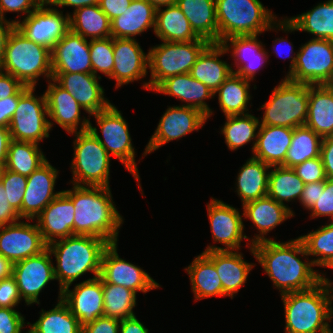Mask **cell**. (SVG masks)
Here are the masks:
<instances>
[{"label": "cell", "instance_id": "6da1fadb", "mask_svg": "<svg viewBox=\"0 0 333 333\" xmlns=\"http://www.w3.org/2000/svg\"><path fill=\"white\" fill-rule=\"evenodd\" d=\"M250 245V246H249ZM246 247H250L251 254L258 260L265 273L279 289L280 295L303 291L318 284V271L314 270L306 248L300 237L288 242L266 240ZM306 257L302 261L301 256Z\"/></svg>", "mask_w": 333, "mask_h": 333}, {"label": "cell", "instance_id": "7a4b0ae2", "mask_svg": "<svg viewBox=\"0 0 333 333\" xmlns=\"http://www.w3.org/2000/svg\"><path fill=\"white\" fill-rule=\"evenodd\" d=\"M62 190L75 208L74 235H88L117 243L123 217L112 200L110 187L78 186Z\"/></svg>", "mask_w": 333, "mask_h": 333}, {"label": "cell", "instance_id": "3957f363", "mask_svg": "<svg viewBox=\"0 0 333 333\" xmlns=\"http://www.w3.org/2000/svg\"><path fill=\"white\" fill-rule=\"evenodd\" d=\"M109 245L105 239L88 235H72L48 244L51 255L56 259L54 273L59 281L58 299L65 287L70 288L87 272H92L93 278L100 275L102 256Z\"/></svg>", "mask_w": 333, "mask_h": 333}, {"label": "cell", "instance_id": "277c9868", "mask_svg": "<svg viewBox=\"0 0 333 333\" xmlns=\"http://www.w3.org/2000/svg\"><path fill=\"white\" fill-rule=\"evenodd\" d=\"M285 313V333H332L330 297L327 286L281 295ZM331 328V329H330Z\"/></svg>", "mask_w": 333, "mask_h": 333}, {"label": "cell", "instance_id": "5b68a950", "mask_svg": "<svg viewBox=\"0 0 333 333\" xmlns=\"http://www.w3.org/2000/svg\"><path fill=\"white\" fill-rule=\"evenodd\" d=\"M0 70L11 74L23 85L36 87L41 75L48 81L52 79L51 50L34 43L14 27L7 40Z\"/></svg>", "mask_w": 333, "mask_h": 333}, {"label": "cell", "instance_id": "8992f818", "mask_svg": "<svg viewBox=\"0 0 333 333\" xmlns=\"http://www.w3.org/2000/svg\"><path fill=\"white\" fill-rule=\"evenodd\" d=\"M219 43L239 35L262 34L272 31L277 20L260 0H215Z\"/></svg>", "mask_w": 333, "mask_h": 333}, {"label": "cell", "instance_id": "52a82bcc", "mask_svg": "<svg viewBox=\"0 0 333 333\" xmlns=\"http://www.w3.org/2000/svg\"><path fill=\"white\" fill-rule=\"evenodd\" d=\"M308 100V84L284 78L274 87L268 101L257 109L265 110L260 126H304L307 120Z\"/></svg>", "mask_w": 333, "mask_h": 333}, {"label": "cell", "instance_id": "ba28073f", "mask_svg": "<svg viewBox=\"0 0 333 333\" xmlns=\"http://www.w3.org/2000/svg\"><path fill=\"white\" fill-rule=\"evenodd\" d=\"M209 44L208 40L162 41V44L149 48L151 78L142 87L153 91L165 79L189 73L198 56Z\"/></svg>", "mask_w": 333, "mask_h": 333}, {"label": "cell", "instance_id": "9c48e42d", "mask_svg": "<svg viewBox=\"0 0 333 333\" xmlns=\"http://www.w3.org/2000/svg\"><path fill=\"white\" fill-rule=\"evenodd\" d=\"M72 134L76 139L73 142V178L70 183L78 186L110 187L111 156L106 149L89 130Z\"/></svg>", "mask_w": 333, "mask_h": 333}, {"label": "cell", "instance_id": "30bf717a", "mask_svg": "<svg viewBox=\"0 0 333 333\" xmlns=\"http://www.w3.org/2000/svg\"><path fill=\"white\" fill-rule=\"evenodd\" d=\"M91 116L95 117L103 138L91 122H89L88 130L98 139L110 156L118 158L133 175L141 190L139 171L135 161V148L128 130V123L123 118L121 111L111 104L107 109Z\"/></svg>", "mask_w": 333, "mask_h": 333}, {"label": "cell", "instance_id": "8fae6325", "mask_svg": "<svg viewBox=\"0 0 333 333\" xmlns=\"http://www.w3.org/2000/svg\"><path fill=\"white\" fill-rule=\"evenodd\" d=\"M299 48L296 64L285 78L308 85L333 84V41L312 38Z\"/></svg>", "mask_w": 333, "mask_h": 333}, {"label": "cell", "instance_id": "7c38bea8", "mask_svg": "<svg viewBox=\"0 0 333 333\" xmlns=\"http://www.w3.org/2000/svg\"><path fill=\"white\" fill-rule=\"evenodd\" d=\"M35 87H29L20 97L9 125L11 140L39 144L49 138L50 126L45 94L35 96ZM47 116V117H46Z\"/></svg>", "mask_w": 333, "mask_h": 333}, {"label": "cell", "instance_id": "4fadbf2b", "mask_svg": "<svg viewBox=\"0 0 333 333\" xmlns=\"http://www.w3.org/2000/svg\"><path fill=\"white\" fill-rule=\"evenodd\" d=\"M49 6L39 5L31 14L24 17L22 22L19 21L18 14L17 20H12V23L28 39L52 50L70 30V13L63 15V11Z\"/></svg>", "mask_w": 333, "mask_h": 333}, {"label": "cell", "instance_id": "5bb4252c", "mask_svg": "<svg viewBox=\"0 0 333 333\" xmlns=\"http://www.w3.org/2000/svg\"><path fill=\"white\" fill-rule=\"evenodd\" d=\"M207 119V115L197 108L183 105L169 106L147 143L143 156L158 150L168 142L179 140L195 130L199 131Z\"/></svg>", "mask_w": 333, "mask_h": 333}, {"label": "cell", "instance_id": "9a60e30c", "mask_svg": "<svg viewBox=\"0 0 333 333\" xmlns=\"http://www.w3.org/2000/svg\"><path fill=\"white\" fill-rule=\"evenodd\" d=\"M207 211L214 243L218 242L226 247L208 245L203 252L239 251L243 239L250 240L248 236L244 235L245 227L238 209L212 198L207 203Z\"/></svg>", "mask_w": 333, "mask_h": 333}, {"label": "cell", "instance_id": "2e32d148", "mask_svg": "<svg viewBox=\"0 0 333 333\" xmlns=\"http://www.w3.org/2000/svg\"><path fill=\"white\" fill-rule=\"evenodd\" d=\"M52 255L47 248L42 253L13 264V272L21 299L27 306L40 304V292L47 284L56 280Z\"/></svg>", "mask_w": 333, "mask_h": 333}, {"label": "cell", "instance_id": "e0dca14e", "mask_svg": "<svg viewBox=\"0 0 333 333\" xmlns=\"http://www.w3.org/2000/svg\"><path fill=\"white\" fill-rule=\"evenodd\" d=\"M117 250V243H112L103 253L99 275L102 283L123 286L136 294L160 288V284L141 267L120 258Z\"/></svg>", "mask_w": 333, "mask_h": 333}, {"label": "cell", "instance_id": "ac0fdd59", "mask_svg": "<svg viewBox=\"0 0 333 333\" xmlns=\"http://www.w3.org/2000/svg\"><path fill=\"white\" fill-rule=\"evenodd\" d=\"M19 221L0 226V254L15 264L48 248L37 223Z\"/></svg>", "mask_w": 333, "mask_h": 333}, {"label": "cell", "instance_id": "d6986e66", "mask_svg": "<svg viewBox=\"0 0 333 333\" xmlns=\"http://www.w3.org/2000/svg\"><path fill=\"white\" fill-rule=\"evenodd\" d=\"M58 171L46 160L27 176L26 190L18 212L21 219L35 221L42 210L62 192L54 190Z\"/></svg>", "mask_w": 333, "mask_h": 333}, {"label": "cell", "instance_id": "ffe728a7", "mask_svg": "<svg viewBox=\"0 0 333 333\" xmlns=\"http://www.w3.org/2000/svg\"><path fill=\"white\" fill-rule=\"evenodd\" d=\"M61 299L79 320L81 327L104 316L103 283L99 276L75 284L72 290L65 287Z\"/></svg>", "mask_w": 333, "mask_h": 333}, {"label": "cell", "instance_id": "44dd1931", "mask_svg": "<svg viewBox=\"0 0 333 333\" xmlns=\"http://www.w3.org/2000/svg\"><path fill=\"white\" fill-rule=\"evenodd\" d=\"M47 87L44 94L46 97L48 118L54 121L49 120L50 129L52 130L55 123L71 135L72 133L88 130L90 118L81 117L80 111L83 108L75 98L53 79L48 81Z\"/></svg>", "mask_w": 333, "mask_h": 333}, {"label": "cell", "instance_id": "7402d4cb", "mask_svg": "<svg viewBox=\"0 0 333 333\" xmlns=\"http://www.w3.org/2000/svg\"><path fill=\"white\" fill-rule=\"evenodd\" d=\"M52 79L75 98L89 117L112 104L104 97L98 81L101 77L93 73H52Z\"/></svg>", "mask_w": 333, "mask_h": 333}, {"label": "cell", "instance_id": "603a6c76", "mask_svg": "<svg viewBox=\"0 0 333 333\" xmlns=\"http://www.w3.org/2000/svg\"><path fill=\"white\" fill-rule=\"evenodd\" d=\"M114 66L109 79H115L116 89L143 79L149 68V53H144L136 39L114 38Z\"/></svg>", "mask_w": 333, "mask_h": 333}, {"label": "cell", "instance_id": "cb8c5ba5", "mask_svg": "<svg viewBox=\"0 0 333 333\" xmlns=\"http://www.w3.org/2000/svg\"><path fill=\"white\" fill-rule=\"evenodd\" d=\"M90 40L69 30L52 48V73H92Z\"/></svg>", "mask_w": 333, "mask_h": 333}, {"label": "cell", "instance_id": "d4e9b609", "mask_svg": "<svg viewBox=\"0 0 333 333\" xmlns=\"http://www.w3.org/2000/svg\"><path fill=\"white\" fill-rule=\"evenodd\" d=\"M226 50L232 54L234 65L237 70L231 68L232 73L243 79L252 81L257 71L263 67L268 60V52L260 40L258 34L239 35L224 39L220 43Z\"/></svg>", "mask_w": 333, "mask_h": 333}, {"label": "cell", "instance_id": "484cf974", "mask_svg": "<svg viewBox=\"0 0 333 333\" xmlns=\"http://www.w3.org/2000/svg\"><path fill=\"white\" fill-rule=\"evenodd\" d=\"M74 218V204L62 191L36 217V222L44 241L49 244L74 235Z\"/></svg>", "mask_w": 333, "mask_h": 333}, {"label": "cell", "instance_id": "4316f807", "mask_svg": "<svg viewBox=\"0 0 333 333\" xmlns=\"http://www.w3.org/2000/svg\"><path fill=\"white\" fill-rule=\"evenodd\" d=\"M280 29L286 33L305 31L312 34V38L333 41V0L318 3L301 15L276 20L272 30Z\"/></svg>", "mask_w": 333, "mask_h": 333}, {"label": "cell", "instance_id": "83f0119b", "mask_svg": "<svg viewBox=\"0 0 333 333\" xmlns=\"http://www.w3.org/2000/svg\"><path fill=\"white\" fill-rule=\"evenodd\" d=\"M242 207L244 219L249 218L255 228L258 229V233H260L255 234L254 238L252 237V240L249 241L251 245L266 240H272V238H267L266 234L288 218L295 216L293 210L278 203L268 195L246 203Z\"/></svg>", "mask_w": 333, "mask_h": 333}, {"label": "cell", "instance_id": "f1b7e54d", "mask_svg": "<svg viewBox=\"0 0 333 333\" xmlns=\"http://www.w3.org/2000/svg\"><path fill=\"white\" fill-rule=\"evenodd\" d=\"M153 91L176 97L183 106L194 107L202 111L207 118L213 114L212 109L205 102L206 99H214V93L202 82L194 79L189 73L175 75L162 81Z\"/></svg>", "mask_w": 333, "mask_h": 333}, {"label": "cell", "instance_id": "f546056e", "mask_svg": "<svg viewBox=\"0 0 333 333\" xmlns=\"http://www.w3.org/2000/svg\"><path fill=\"white\" fill-rule=\"evenodd\" d=\"M204 253L215 265L222 282L223 292L231 299L247 281L253 266L243 259V254L237 251H211Z\"/></svg>", "mask_w": 333, "mask_h": 333}, {"label": "cell", "instance_id": "4dcf8cb0", "mask_svg": "<svg viewBox=\"0 0 333 333\" xmlns=\"http://www.w3.org/2000/svg\"><path fill=\"white\" fill-rule=\"evenodd\" d=\"M156 8L146 0H132L128 9L111 20V37L135 39L149 28L155 29Z\"/></svg>", "mask_w": 333, "mask_h": 333}, {"label": "cell", "instance_id": "1f68e13d", "mask_svg": "<svg viewBox=\"0 0 333 333\" xmlns=\"http://www.w3.org/2000/svg\"><path fill=\"white\" fill-rule=\"evenodd\" d=\"M226 52L220 43H210L198 56L189 74L194 79L202 82L213 93L232 74L231 66L219 57Z\"/></svg>", "mask_w": 333, "mask_h": 333}, {"label": "cell", "instance_id": "d6a6232c", "mask_svg": "<svg viewBox=\"0 0 333 333\" xmlns=\"http://www.w3.org/2000/svg\"><path fill=\"white\" fill-rule=\"evenodd\" d=\"M293 128L260 126L252 157L272 166H283L292 140Z\"/></svg>", "mask_w": 333, "mask_h": 333}, {"label": "cell", "instance_id": "836d02e7", "mask_svg": "<svg viewBox=\"0 0 333 333\" xmlns=\"http://www.w3.org/2000/svg\"><path fill=\"white\" fill-rule=\"evenodd\" d=\"M305 126L322 138L333 135V84L309 85Z\"/></svg>", "mask_w": 333, "mask_h": 333}, {"label": "cell", "instance_id": "e575fe53", "mask_svg": "<svg viewBox=\"0 0 333 333\" xmlns=\"http://www.w3.org/2000/svg\"><path fill=\"white\" fill-rule=\"evenodd\" d=\"M194 32L210 43H219L215 0H177Z\"/></svg>", "mask_w": 333, "mask_h": 333}, {"label": "cell", "instance_id": "d590c367", "mask_svg": "<svg viewBox=\"0 0 333 333\" xmlns=\"http://www.w3.org/2000/svg\"><path fill=\"white\" fill-rule=\"evenodd\" d=\"M157 8L154 33L161 41L189 42L192 40H206L200 38L191 28L177 4Z\"/></svg>", "mask_w": 333, "mask_h": 333}, {"label": "cell", "instance_id": "8d00e7d4", "mask_svg": "<svg viewBox=\"0 0 333 333\" xmlns=\"http://www.w3.org/2000/svg\"><path fill=\"white\" fill-rule=\"evenodd\" d=\"M269 169V165L252 156L240 168L235 192L240 197L242 206L267 196Z\"/></svg>", "mask_w": 333, "mask_h": 333}, {"label": "cell", "instance_id": "74e56055", "mask_svg": "<svg viewBox=\"0 0 333 333\" xmlns=\"http://www.w3.org/2000/svg\"><path fill=\"white\" fill-rule=\"evenodd\" d=\"M185 271L189 275L195 301L213 296H227L214 263L201 253L195 257Z\"/></svg>", "mask_w": 333, "mask_h": 333}, {"label": "cell", "instance_id": "f35d334b", "mask_svg": "<svg viewBox=\"0 0 333 333\" xmlns=\"http://www.w3.org/2000/svg\"><path fill=\"white\" fill-rule=\"evenodd\" d=\"M70 30L85 39L111 37V20L98 5L85 6L69 15Z\"/></svg>", "mask_w": 333, "mask_h": 333}, {"label": "cell", "instance_id": "ab89813d", "mask_svg": "<svg viewBox=\"0 0 333 333\" xmlns=\"http://www.w3.org/2000/svg\"><path fill=\"white\" fill-rule=\"evenodd\" d=\"M250 82L232 73L214 92V95L218 94L219 107L225 117L249 113Z\"/></svg>", "mask_w": 333, "mask_h": 333}, {"label": "cell", "instance_id": "60d3db41", "mask_svg": "<svg viewBox=\"0 0 333 333\" xmlns=\"http://www.w3.org/2000/svg\"><path fill=\"white\" fill-rule=\"evenodd\" d=\"M41 311L35 323L27 322L30 329L24 333H82L79 320L61 298L53 309Z\"/></svg>", "mask_w": 333, "mask_h": 333}, {"label": "cell", "instance_id": "b9f144b4", "mask_svg": "<svg viewBox=\"0 0 333 333\" xmlns=\"http://www.w3.org/2000/svg\"><path fill=\"white\" fill-rule=\"evenodd\" d=\"M304 185L305 183L292 168L272 166L269 172L267 195L291 210L288 204L284 203L299 200Z\"/></svg>", "mask_w": 333, "mask_h": 333}, {"label": "cell", "instance_id": "7bdbcfd3", "mask_svg": "<svg viewBox=\"0 0 333 333\" xmlns=\"http://www.w3.org/2000/svg\"><path fill=\"white\" fill-rule=\"evenodd\" d=\"M260 127L259 117L252 114L226 116V122L221 129L225 137V143L229 150H237L248 142L253 141L252 153L254 151L257 135Z\"/></svg>", "mask_w": 333, "mask_h": 333}, {"label": "cell", "instance_id": "ee69618b", "mask_svg": "<svg viewBox=\"0 0 333 333\" xmlns=\"http://www.w3.org/2000/svg\"><path fill=\"white\" fill-rule=\"evenodd\" d=\"M39 144L11 140L4 168L20 175L29 176L47 159Z\"/></svg>", "mask_w": 333, "mask_h": 333}, {"label": "cell", "instance_id": "f6af8a7d", "mask_svg": "<svg viewBox=\"0 0 333 333\" xmlns=\"http://www.w3.org/2000/svg\"><path fill=\"white\" fill-rule=\"evenodd\" d=\"M322 139L305 125L293 128L292 140L287 150L284 167L293 168L306 160L319 157Z\"/></svg>", "mask_w": 333, "mask_h": 333}, {"label": "cell", "instance_id": "bcb514c9", "mask_svg": "<svg viewBox=\"0 0 333 333\" xmlns=\"http://www.w3.org/2000/svg\"><path fill=\"white\" fill-rule=\"evenodd\" d=\"M136 293L126 287L103 283L104 316L124 320L136 316Z\"/></svg>", "mask_w": 333, "mask_h": 333}, {"label": "cell", "instance_id": "7dc6e473", "mask_svg": "<svg viewBox=\"0 0 333 333\" xmlns=\"http://www.w3.org/2000/svg\"><path fill=\"white\" fill-rule=\"evenodd\" d=\"M299 237L304 243L307 255L317 257L311 260L314 266L322 267L333 257V220Z\"/></svg>", "mask_w": 333, "mask_h": 333}, {"label": "cell", "instance_id": "c3c4849f", "mask_svg": "<svg viewBox=\"0 0 333 333\" xmlns=\"http://www.w3.org/2000/svg\"><path fill=\"white\" fill-rule=\"evenodd\" d=\"M92 73L95 76L100 71L110 77L114 66V38L90 39L89 44Z\"/></svg>", "mask_w": 333, "mask_h": 333}, {"label": "cell", "instance_id": "681fc988", "mask_svg": "<svg viewBox=\"0 0 333 333\" xmlns=\"http://www.w3.org/2000/svg\"><path fill=\"white\" fill-rule=\"evenodd\" d=\"M27 176L7 170L3 167L1 188L4 189L9 204L19 212L26 190Z\"/></svg>", "mask_w": 333, "mask_h": 333}, {"label": "cell", "instance_id": "f907efd6", "mask_svg": "<svg viewBox=\"0 0 333 333\" xmlns=\"http://www.w3.org/2000/svg\"><path fill=\"white\" fill-rule=\"evenodd\" d=\"M292 169L305 184L327 179L321 156L299 163Z\"/></svg>", "mask_w": 333, "mask_h": 333}, {"label": "cell", "instance_id": "816d5d0a", "mask_svg": "<svg viewBox=\"0 0 333 333\" xmlns=\"http://www.w3.org/2000/svg\"><path fill=\"white\" fill-rule=\"evenodd\" d=\"M309 211L311 219L325 216L333 220V178H327L324 188H319L317 202Z\"/></svg>", "mask_w": 333, "mask_h": 333}, {"label": "cell", "instance_id": "f5cc1de1", "mask_svg": "<svg viewBox=\"0 0 333 333\" xmlns=\"http://www.w3.org/2000/svg\"><path fill=\"white\" fill-rule=\"evenodd\" d=\"M25 317L14 308L0 307V333H22Z\"/></svg>", "mask_w": 333, "mask_h": 333}, {"label": "cell", "instance_id": "db71d44e", "mask_svg": "<svg viewBox=\"0 0 333 333\" xmlns=\"http://www.w3.org/2000/svg\"><path fill=\"white\" fill-rule=\"evenodd\" d=\"M21 296L13 275L0 280V307L14 308L21 301Z\"/></svg>", "mask_w": 333, "mask_h": 333}, {"label": "cell", "instance_id": "11a10c76", "mask_svg": "<svg viewBox=\"0 0 333 333\" xmlns=\"http://www.w3.org/2000/svg\"><path fill=\"white\" fill-rule=\"evenodd\" d=\"M38 6L36 0H0V19L7 20L4 16L8 12L23 13L27 17Z\"/></svg>", "mask_w": 333, "mask_h": 333}, {"label": "cell", "instance_id": "9f6ffc18", "mask_svg": "<svg viewBox=\"0 0 333 333\" xmlns=\"http://www.w3.org/2000/svg\"><path fill=\"white\" fill-rule=\"evenodd\" d=\"M29 88L24 85L14 96L0 100V127L8 128L19 103V97Z\"/></svg>", "mask_w": 333, "mask_h": 333}, {"label": "cell", "instance_id": "6f0895ef", "mask_svg": "<svg viewBox=\"0 0 333 333\" xmlns=\"http://www.w3.org/2000/svg\"><path fill=\"white\" fill-rule=\"evenodd\" d=\"M119 329V320L102 316L82 327V333H119Z\"/></svg>", "mask_w": 333, "mask_h": 333}, {"label": "cell", "instance_id": "680465c9", "mask_svg": "<svg viewBox=\"0 0 333 333\" xmlns=\"http://www.w3.org/2000/svg\"><path fill=\"white\" fill-rule=\"evenodd\" d=\"M325 181L307 183L299 198V203L307 210H310L317 202L319 196V188H324Z\"/></svg>", "mask_w": 333, "mask_h": 333}, {"label": "cell", "instance_id": "91938a15", "mask_svg": "<svg viewBox=\"0 0 333 333\" xmlns=\"http://www.w3.org/2000/svg\"><path fill=\"white\" fill-rule=\"evenodd\" d=\"M4 189L0 187V226L19 221V213L9 204Z\"/></svg>", "mask_w": 333, "mask_h": 333}, {"label": "cell", "instance_id": "94428289", "mask_svg": "<svg viewBox=\"0 0 333 333\" xmlns=\"http://www.w3.org/2000/svg\"><path fill=\"white\" fill-rule=\"evenodd\" d=\"M23 86L14 76L0 70V100L14 96Z\"/></svg>", "mask_w": 333, "mask_h": 333}, {"label": "cell", "instance_id": "6125c7cd", "mask_svg": "<svg viewBox=\"0 0 333 333\" xmlns=\"http://www.w3.org/2000/svg\"><path fill=\"white\" fill-rule=\"evenodd\" d=\"M132 0H100L99 7L112 20L122 15L130 6Z\"/></svg>", "mask_w": 333, "mask_h": 333}, {"label": "cell", "instance_id": "be15d7a7", "mask_svg": "<svg viewBox=\"0 0 333 333\" xmlns=\"http://www.w3.org/2000/svg\"><path fill=\"white\" fill-rule=\"evenodd\" d=\"M320 156L326 178H333V135L322 139Z\"/></svg>", "mask_w": 333, "mask_h": 333}, {"label": "cell", "instance_id": "e7e4bbea", "mask_svg": "<svg viewBox=\"0 0 333 333\" xmlns=\"http://www.w3.org/2000/svg\"><path fill=\"white\" fill-rule=\"evenodd\" d=\"M119 333H149V330L136 316H133L120 321Z\"/></svg>", "mask_w": 333, "mask_h": 333}, {"label": "cell", "instance_id": "03108f58", "mask_svg": "<svg viewBox=\"0 0 333 333\" xmlns=\"http://www.w3.org/2000/svg\"><path fill=\"white\" fill-rule=\"evenodd\" d=\"M274 45H273V53H275V55L277 54V56H282V54L284 53V52H282L281 50V47L279 48V46H282V47H284V46H287V47H289V49H288V51L290 52H288L289 53V55H287L286 53V55L285 56H287V58H291L290 59V65H289V72L288 73H290L292 70H293V68H294V66H295V64H296V58H297V52H294L293 50H294V48H293V44H292V42L291 43H289V41H288V39H283L282 37H278L276 40H274V43H273ZM275 44H276V46H278V48H276V46H275ZM292 45V46H291ZM293 53V55L291 56L290 54H292ZM284 57V56H283Z\"/></svg>", "mask_w": 333, "mask_h": 333}, {"label": "cell", "instance_id": "003e7915", "mask_svg": "<svg viewBox=\"0 0 333 333\" xmlns=\"http://www.w3.org/2000/svg\"><path fill=\"white\" fill-rule=\"evenodd\" d=\"M15 27V24L10 20L0 19V65L5 56V49L10 32Z\"/></svg>", "mask_w": 333, "mask_h": 333}, {"label": "cell", "instance_id": "a7ac6f4b", "mask_svg": "<svg viewBox=\"0 0 333 333\" xmlns=\"http://www.w3.org/2000/svg\"><path fill=\"white\" fill-rule=\"evenodd\" d=\"M11 141L10 131L9 128L0 127V167H4L7 154H8V147Z\"/></svg>", "mask_w": 333, "mask_h": 333}, {"label": "cell", "instance_id": "89a4df30", "mask_svg": "<svg viewBox=\"0 0 333 333\" xmlns=\"http://www.w3.org/2000/svg\"><path fill=\"white\" fill-rule=\"evenodd\" d=\"M100 0H55L52 6L57 7H73L74 11L85 7V6H92L98 5Z\"/></svg>", "mask_w": 333, "mask_h": 333}, {"label": "cell", "instance_id": "2644e50d", "mask_svg": "<svg viewBox=\"0 0 333 333\" xmlns=\"http://www.w3.org/2000/svg\"><path fill=\"white\" fill-rule=\"evenodd\" d=\"M13 264L0 254V280L12 275Z\"/></svg>", "mask_w": 333, "mask_h": 333}, {"label": "cell", "instance_id": "8c879c8a", "mask_svg": "<svg viewBox=\"0 0 333 333\" xmlns=\"http://www.w3.org/2000/svg\"><path fill=\"white\" fill-rule=\"evenodd\" d=\"M326 274L321 275V273H318V282L327 286L329 289V297H330V320L333 319V282L331 280H329L328 278H326L325 276Z\"/></svg>", "mask_w": 333, "mask_h": 333}, {"label": "cell", "instance_id": "753ad0ef", "mask_svg": "<svg viewBox=\"0 0 333 333\" xmlns=\"http://www.w3.org/2000/svg\"><path fill=\"white\" fill-rule=\"evenodd\" d=\"M146 1L152 4L156 9L177 3V0H146Z\"/></svg>", "mask_w": 333, "mask_h": 333}, {"label": "cell", "instance_id": "34e18365", "mask_svg": "<svg viewBox=\"0 0 333 333\" xmlns=\"http://www.w3.org/2000/svg\"><path fill=\"white\" fill-rule=\"evenodd\" d=\"M39 5H52L55 0H36Z\"/></svg>", "mask_w": 333, "mask_h": 333}, {"label": "cell", "instance_id": "11e5206c", "mask_svg": "<svg viewBox=\"0 0 333 333\" xmlns=\"http://www.w3.org/2000/svg\"><path fill=\"white\" fill-rule=\"evenodd\" d=\"M322 267L333 269V257L330 260H328Z\"/></svg>", "mask_w": 333, "mask_h": 333}, {"label": "cell", "instance_id": "2a66077c", "mask_svg": "<svg viewBox=\"0 0 333 333\" xmlns=\"http://www.w3.org/2000/svg\"><path fill=\"white\" fill-rule=\"evenodd\" d=\"M2 172H3V168L0 167V187H1V178H2Z\"/></svg>", "mask_w": 333, "mask_h": 333}]
</instances>
